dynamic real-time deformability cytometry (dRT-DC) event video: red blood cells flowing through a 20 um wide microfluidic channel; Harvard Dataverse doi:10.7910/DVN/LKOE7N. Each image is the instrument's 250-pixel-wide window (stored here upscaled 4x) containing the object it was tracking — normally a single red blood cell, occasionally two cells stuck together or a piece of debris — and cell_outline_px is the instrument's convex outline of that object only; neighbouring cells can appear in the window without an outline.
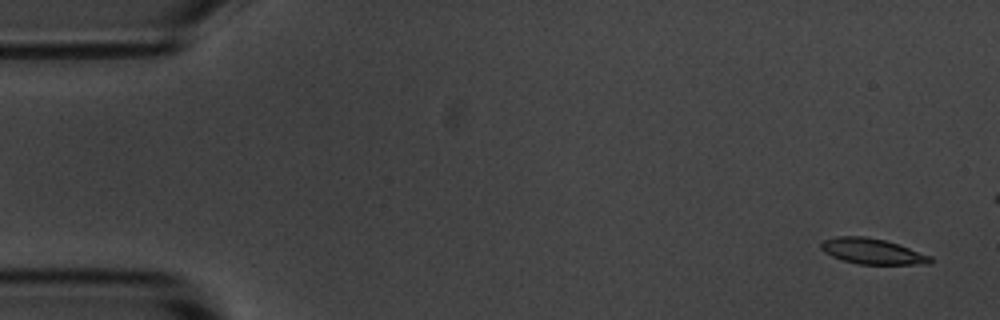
{"species": "common noctule bat (a hibernating species)", "species_latin": "Nyctalus noctula", "temperature_condition": "room temperature", "stored_images_in_passage": 5, "camera_frame_rate_fps": 3000, "um_per_image_px": 0.085, "animal": {"sex": "male", "body_mass_g": 20.1, "forearm_length_mm": 53.5}, "frame": {"image": 1, "passage_image": 1, "time_ms": 0.0, "image_size_px": [1000, 320], "cell_outline_px": [[932, 264], [860, 264], [844, 260], [832, 256], [824, 252], [820, 248], [820, 244], [824, 240], [836, 236], [864, 236], [884, 240], [932, 256]], "centroid_in_image_um": [74.13, 21.36], "position_along_channel_um": 10.9, "area_um2": 16.13}}